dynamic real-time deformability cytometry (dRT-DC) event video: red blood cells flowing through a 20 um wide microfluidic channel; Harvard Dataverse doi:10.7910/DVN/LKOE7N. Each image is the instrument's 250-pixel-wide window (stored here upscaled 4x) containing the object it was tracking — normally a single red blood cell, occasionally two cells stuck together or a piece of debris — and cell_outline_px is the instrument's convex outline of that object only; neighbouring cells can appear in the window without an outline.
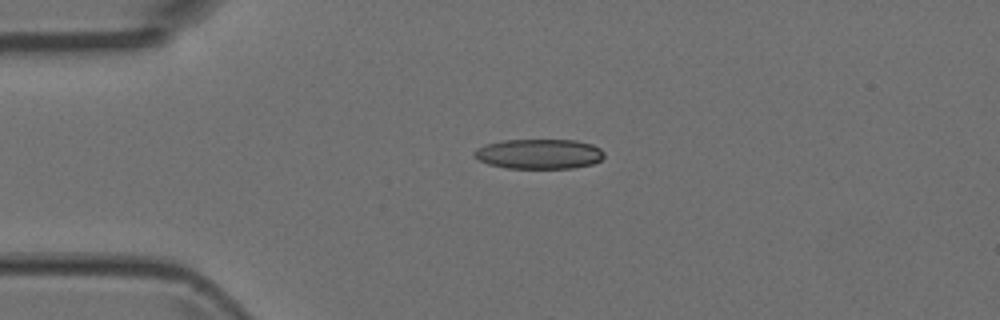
{"species": "Egyptian fruit bat (a non-hibernating species)", "species_latin": "Rousettus aegyptiacus", "temperature_condition": "room temperature", "stored_images_in_passage": 5, "camera_frame_rate_fps": 3000, "um_per_image_px": 0.085, "animal": {"sex": "female"}, "frame": {"image": 1, "passage_image": 4, "time_ms": 1.0, "image_size_px": [1000, 320], "cell_outline_px": [[604, 156], [600, 160], [592, 164], [572, 168], [504, 168], [488, 164], [472, 156], [472, 152], [476, 148], [484, 144], [504, 140], [576, 140], [592, 144], [600, 148], [604, 152]], "centroid_in_image_um": [45.79, 13.08], "position_along_channel_um": 39.2, "area_um2": 22.83}}